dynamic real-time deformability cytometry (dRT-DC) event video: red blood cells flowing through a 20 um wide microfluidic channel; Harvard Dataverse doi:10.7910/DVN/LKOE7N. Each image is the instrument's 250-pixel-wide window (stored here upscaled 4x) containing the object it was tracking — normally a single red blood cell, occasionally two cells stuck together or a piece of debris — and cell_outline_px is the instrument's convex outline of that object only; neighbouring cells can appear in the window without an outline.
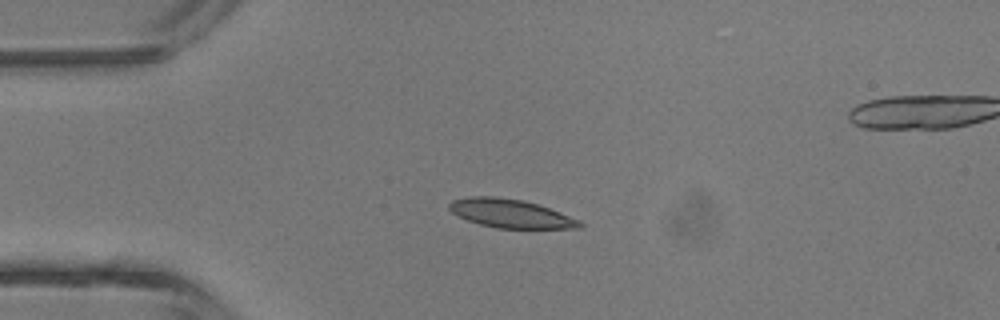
{"species": "common noctule bat (a hibernating species)", "species_latin": "Nyctalus noctula", "temperature_condition": "room temperature", "stored_images_in_passage": 4, "camera_frame_rate_fps": 3000, "um_per_image_px": 0.085, "animal": {"sex": "male", "body_mass_g": 13.3}, "frame": {"image": 1, "passage_image": 3, "time_ms": 2.333, "image_size_px": [1000, 320], "cell_outline_px": [[584, 224], [580, 228], [496, 228], [480, 224], [468, 220], [452, 212], [448, 208], [448, 204], [452, 200], [472, 196], [496, 196], [520, 200], [536, 204], [560, 212], [580, 220]], "centroid_in_image_um": [43.39, 18.15], "position_along_channel_um": 41.6, "area_um2": 21.5}}